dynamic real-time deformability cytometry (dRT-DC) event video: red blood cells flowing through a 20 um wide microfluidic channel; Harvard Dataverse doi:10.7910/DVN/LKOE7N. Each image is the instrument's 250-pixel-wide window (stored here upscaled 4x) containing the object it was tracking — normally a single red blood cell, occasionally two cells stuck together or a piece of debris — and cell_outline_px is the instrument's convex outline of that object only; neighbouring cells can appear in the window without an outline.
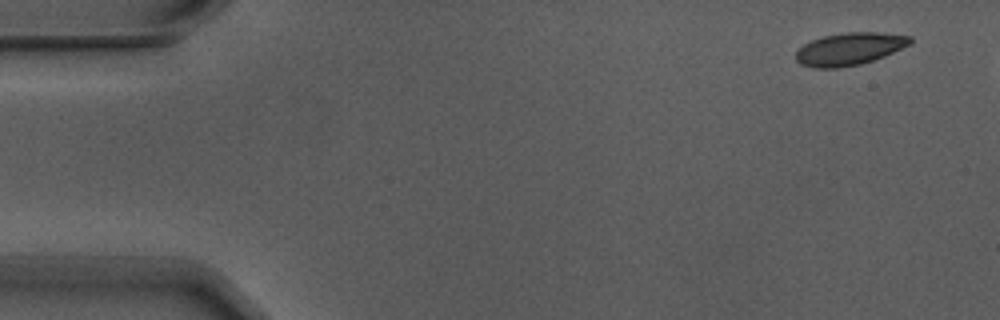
{"species": "Egyptian fruit bat (a non-hibernating species)", "species_latin": "Rousettus aegyptiacus", "temperature_condition": "warm", "stored_images_in_passage": 4, "camera_frame_rate_fps": 3000, "um_per_image_px": 0.085, "animal": {"sex": "male"}, "frame": {"image": 1, "passage_image": 2, "time_ms": 0.333, "image_size_px": [1000, 320], "cell_outline_px": [[912, 40], [908, 44], [884, 56], [860, 64], [840, 68], [816, 68], [800, 64], [796, 60], [796, 52], [804, 44], [812, 40], [824, 36], [848, 32], [876, 32], [912, 36]], "centroid_in_image_um": [72.17, 4.16], "position_along_channel_um": 12.8, "area_um2": 21.33}}